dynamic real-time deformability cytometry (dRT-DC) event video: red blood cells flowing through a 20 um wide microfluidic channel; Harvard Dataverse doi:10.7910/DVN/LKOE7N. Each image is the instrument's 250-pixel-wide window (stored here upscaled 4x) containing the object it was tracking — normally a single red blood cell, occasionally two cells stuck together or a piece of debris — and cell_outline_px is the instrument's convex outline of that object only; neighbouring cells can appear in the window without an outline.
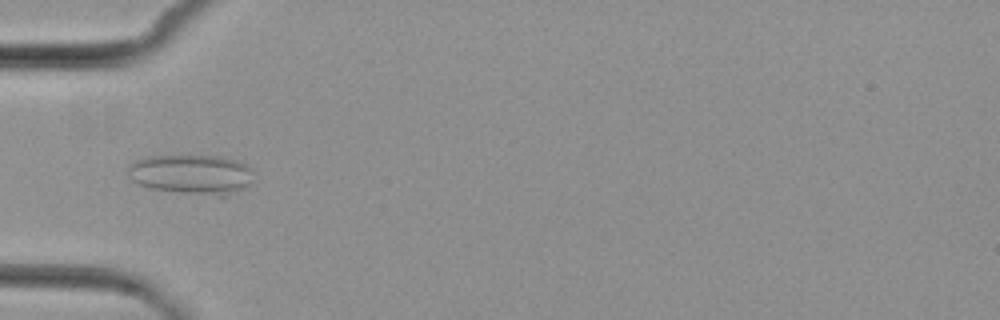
{"species": "common noctule bat (a hibernating species)", "species_latin": "Nyctalus noctula", "temperature_condition": "cold", "stored_images_in_passage": 7, "camera_frame_rate_fps": 3000, "um_per_image_px": 0.085, "animal": {"sex": "female", "body_mass_g": 29.2, "forearm_length_mm": 56.3}, "frame": {"image": 1, "passage_image": 5, "time_ms": 4.667, "image_size_px": [1000, 320], "cell_outline_px": [[252, 168], [248, 184], [244, 188], [228, 196], [220, 196], [180, 192], [148, 188], [136, 184], [128, 176], [128, 168], [136, 160], [144, 156], [220, 156], [236, 160], [248, 164]], "centroid_in_image_um": [16.26, 14.82], "position_along_channel_um": 68.7, "area_um2": 29.13}}
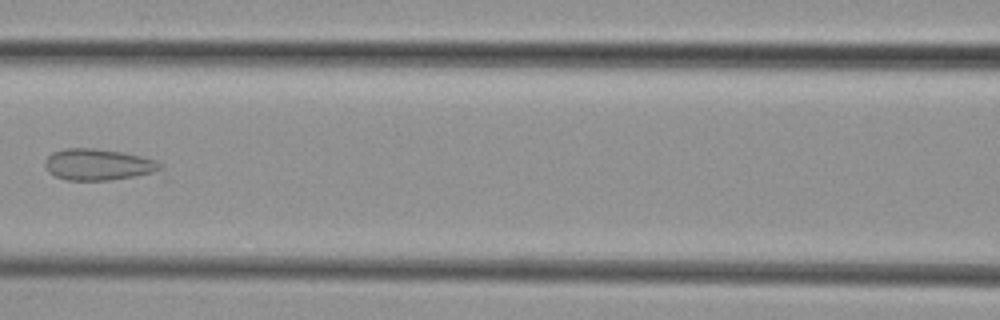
{"frame": {"image": 2, "passage_image": 7, "time_ms": 7.0, "image_size_px": [1000, 320], "cell_outline_px": [[168, 180], [64, 180], [48, 172], [44, 164], [44, 160], [52, 152], [64, 148], [96, 148], [124, 152], [140, 156], [152, 160], [160, 164], [164, 168]], "centroid_in_image_um": [8.68, 14.07], "position_along_channel_um": 157.9, "area_um2": 23.18}}